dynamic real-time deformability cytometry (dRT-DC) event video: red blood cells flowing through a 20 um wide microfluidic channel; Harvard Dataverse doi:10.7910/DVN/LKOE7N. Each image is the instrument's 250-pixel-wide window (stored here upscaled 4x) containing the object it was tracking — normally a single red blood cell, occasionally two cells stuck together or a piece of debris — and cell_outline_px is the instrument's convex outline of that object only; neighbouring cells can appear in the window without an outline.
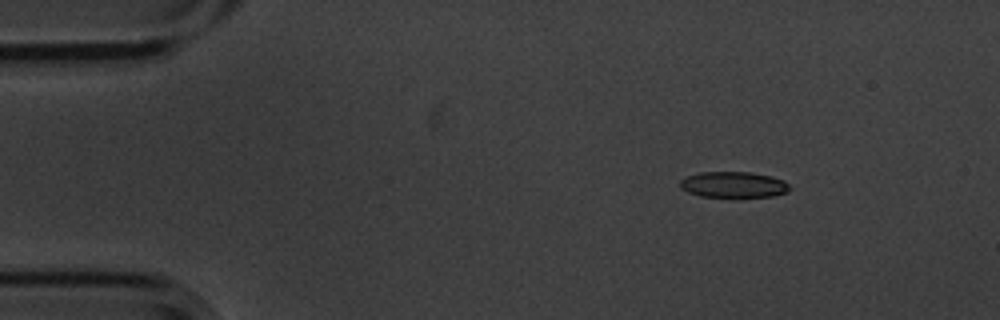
{"species": "common noctule bat (a hibernating species)", "species_latin": "Nyctalus noctula", "temperature_condition": "cold", "stored_images_in_passage": 4, "segment_of_instrument_passage": [2, 2], "camera_frame_rate_fps": 3000, "um_per_image_px": 0.085, "animal": {"sex": "male", "body_mass_g": 20.1, "forearm_length_mm": 53.5}, "frame": {"image": 1, "passage_image": 4, "time_ms": 1.0, "image_size_px": [1000, 320], "cell_outline_px": [[792, 188], [788, 192], [772, 196], [700, 196], [688, 192], [680, 188], [680, 180], [688, 176], [700, 172], [752, 172], [772, 176], [784, 180]], "centroid_in_image_um": [62.38, 15.68], "position_along_channel_um": 22.6, "area_um2": 16.47}}